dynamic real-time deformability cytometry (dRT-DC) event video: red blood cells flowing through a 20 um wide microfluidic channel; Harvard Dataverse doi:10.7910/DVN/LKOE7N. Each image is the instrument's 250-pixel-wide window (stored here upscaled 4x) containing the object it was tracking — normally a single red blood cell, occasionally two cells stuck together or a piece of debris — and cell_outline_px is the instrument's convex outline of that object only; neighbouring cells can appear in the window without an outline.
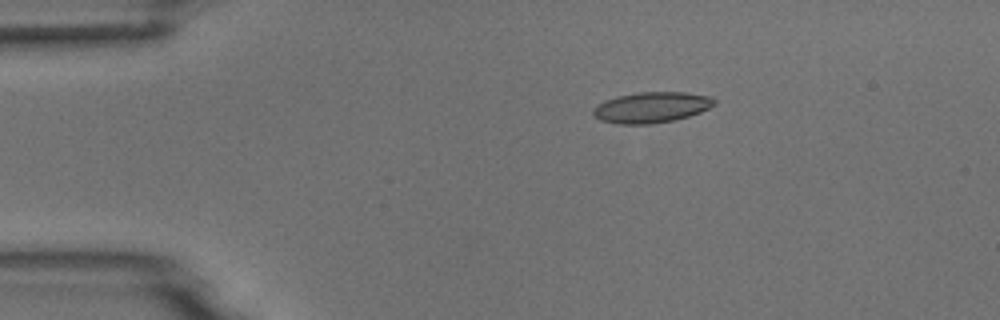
{"species": "common noctule bat (a hibernating species)", "species_latin": "Nyctalus noctula", "temperature_condition": "room temperature", "stored_images_in_passage": 6, "camera_frame_rate_fps": 3000, "um_per_image_px": 0.085, "animal": {"sex": "male", "body_mass_g": 18.8}, "frame": {"image": 1, "passage_image": 1, "time_ms": 0.0, "image_size_px": [1000, 320], "cell_outline_px": [[716, 104], [700, 112], [688, 116], [672, 120], [648, 124], [616, 124], [600, 120], [592, 116], [592, 108], [596, 104], [604, 100], [616, 96], [640, 92], [688, 92], [712, 96], [716, 100]], "centroid_in_image_um": [55.34, 9.11], "position_along_channel_um": 29.7, "area_um2": 21.96}}
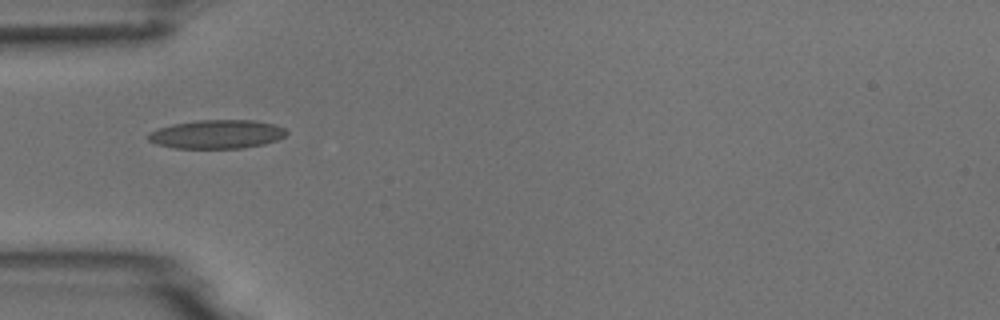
{"frame": {"image": 2, "passage_image": 3, "time_ms": 2.333, "image_size_px": [1000, 320], "cell_outline_px": [[288, 132], [284, 136], [276, 140], [264, 144], [244, 148], [176, 148], [156, 144], [148, 140], [148, 132], [156, 128], [172, 124], [196, 120], [252, 120], [272, 124], [284, 128]], "centroid_in_image_um": [18.39, 11.41], "position_along_channel_um": 66.6, "area_um2": 23.18}}